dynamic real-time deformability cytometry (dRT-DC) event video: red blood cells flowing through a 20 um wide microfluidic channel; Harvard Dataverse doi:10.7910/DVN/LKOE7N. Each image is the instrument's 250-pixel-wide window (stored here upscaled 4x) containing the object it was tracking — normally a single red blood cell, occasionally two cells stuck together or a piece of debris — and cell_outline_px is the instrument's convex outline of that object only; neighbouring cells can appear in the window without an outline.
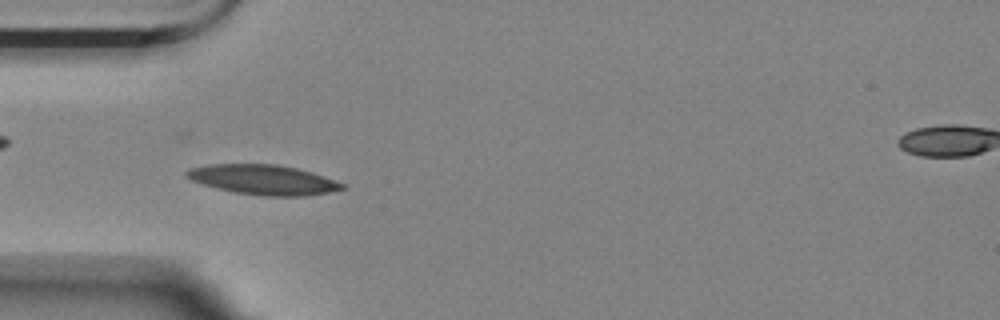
{"species": "Egyptian fruit bat (a non-hibernating species)", "species_latin": "Rousettus aegyptiacus", "temperature_condition": "room temperature", "stored_images_in_passage": 56, "camera_frame_rate_fps": 3000, "um_per_image_px": 0.085, "animal": {"sex": "female"}, "frame": {"image": 1, "passage_image": 16, "time_ms": 5.0, "image_size_px": [1000, 320], "cell_outline_px": [[344, 188], [328, 192], [304, 196], [260, 196], [236, 192], [216, 188], [188, 180], [184, 176], [184, 172], [188, 168], [208, 164], [276, 164], [296, 168], [312, 172], [324, 176], [344, 184]], "centroid_in_image_um": [22.29, 15.27], "position_along_channel_um": 62.7, "area_um2": 27.17}}
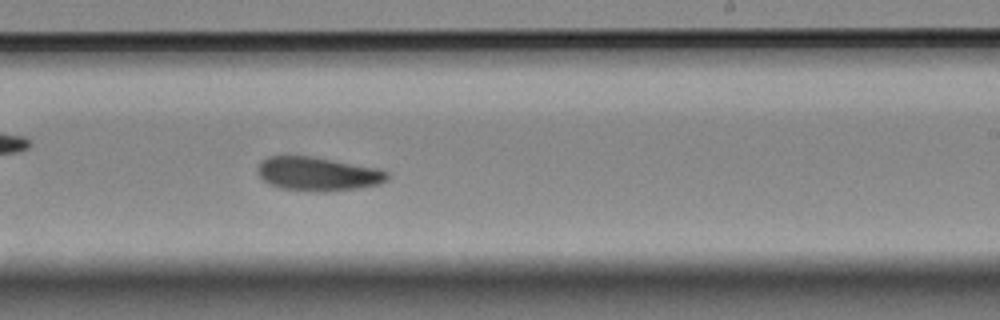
{"frame": {"image": 2, "passage_image": 33, "time_ms": 10.667, "image_size_px": [1000, 320], "cell_outline_px": [[388, 180], [380, 184], [356, 188], [324, 192], [320, 192], [280, 188], [268, 184], [256, 172], [256, 168], [260, 160], [268, 156], [312, 156], [380, 168], [388, 172]], "centroid_in_image_um": [27.0, 14.77], "position_along_channel_um": 262.0, "area_um2": 25.84}}
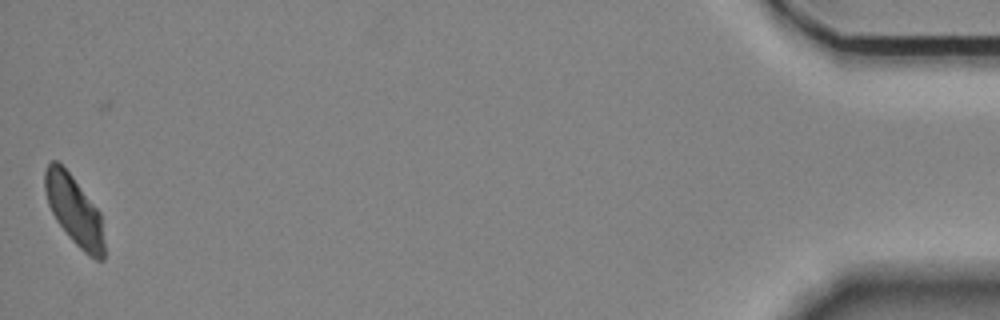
{"frame": {"image": 3, "passage_image": 55, "time_ms": 18.0, "image_size_px": [1000, 320], "cell_outline_px": [[104, 260], [96, 260], [88, 256], [68, 236], [56, 220], [48, 204], [44, 188], [44, 168], [52, 160], [56, 160], [72, 176], [100, 212], [104, 240]], "centroid_in_image_um": [6.3, 17.89], "position_along_channel_um": 428.9, "area_um2": 23.87}, "authors_computed_cell_mechanics": {"area_um2": 25.0563, "velocity_mm_per_s": 3.527, "shape_relaxation_time_tau1_ms": 6.0142, "shape_relaxation_time_tau2_ms": null, "deformation_change_tau1": 0.1356, "deformation_change_tau2": null}}